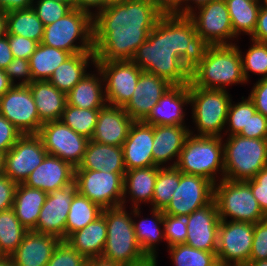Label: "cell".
<instances>
[{
	"label": "cell",
	"instance_id": "3957f363",
	"mask_svg": "<svg viewBox=\"0 0 267 266\" xmlns=\"http://www.w3.org/2000/svg\"><path fill=\"white\" fill-rule=\"evenodd\" d=\"M237 44L205 45L190 69V83L205 89L227 90L233 84H247Z\"/></svg>",
	"mask_w": 267,
	"mask_h": 266
},
{
	"label": "cell",
	"instance_id": "ee69618b",
	"mask_svg": "<svg viewBox=\"0 0 267 266\" xmlns=\"http://www.w3.org/2000/svg\"><path fill=\"white\" fill-rule=\"evenodd\" d=\"M234 103L231 100L229 105L225 136L238 134L242 128H246L249 118L257 112L254 103L249 97L245 99L242 97L241 102Z\"/></svg>",
	"mask_w": 267,
	"mask_h": 266
},
{
	"label": "cell",
	"instance_id": "d6a6232c",
	"mask_svg": "<svg viewBox=\"0 0 267 266\" xmlns=\"http://www.w3.org/2000/svg\"><path fill=\"white\" fill-rule=\"evenodd\" d=\"M96 65L94 52L72 54L59 65L48 80L58 90L67 94L86 74L87 68Z\"/></svg>",
	"mask_w": 267,
	"mask_h": 266
},
{
	"label": "cell",
	"instance_id": "9a60e30c",
	"mask_svg": "<svg viewBox=\"0 0 267 266\" xmlns=\"http://www.w3.org/2000/svg\"><path fill=\"white\" fill-rule=\"evenodd\" d=\"M214 200V184L201 176L180 171V183L163 214L187 217Z\"/></svg>",
	"mask_w": 267,
	"mask_h": 266
},
{
	"label": "cell",
	"instance_id": "8c879c8a",
	"mask_svg": "<svg viewBox=\"0 0 267 266\" xmlns=\"http://www.w3.org/2000/svg\"><path fill=\"white\" fill-rule=\"evenodd\" d=\"M212 266H233V265L226 264L217 260Z\"/></svg>",
	"mask_w": 267,
	"mask_h": 266
},
{
	"label": "cell",
	"instance_id": "a7ac6f4b",
	"mask_svg": "<svg viewBox=\"0 0 267 266\" xmlns=\"http://www.w3.org/2000/svg\"><path fill=\"white\" fill-rule=\"evenodd\" d=\"M0 266H16L9 256H1L0 257Z\"/></svg>",
	"mask_w": 267,
	"mask_h": 266
},
{
	"label": "cell",
	"instance_id": "836d02e7",
	"mask_svg": "<svg viewBox=\"0 0 267 266\" xmlns=\"http://www.w3.org/2000/svg\"><path fill=\"white\" fill-rule=\"evenodd\" d=\"M48 193L18 184L13 202V210L21 225L28 231H33L39 218L40 210L44 205Z\"/></svg>",
	"mask_w": 267,
	"mask_h": 266
},
{
	"label": "cell",
	"instance_id": "680465c9",
	"mask_svg": "<svg viewBox=\"0 0 267 266\" xmlns=\"http://www.w3.org/2000/svg\"><path fill=\"white\" fill-rule=\"evenodd\" d=\"M106 4L105 0H75L74 8L88 12L94 17Z\"/></svg>",
	"mask_w": 267,
	"mask_h": 266
},
{
	"label": "cell",
	"instance_id": "94428289",
	"mask_svg": "<svg viewBox=\"0 0 267 266\" xmlns=\"http://www.w3.org/2000/svg\"><path fill=\"white\" fill-rule=\"evenodd\" d=\"M35 0H0V5L5 12L31 8Z\"/></svg>",
	"mask_w": 267,
	"mask_h": 266
},
{
	"label": "cell",
	"instance_id": "ab89813d",
	"mask_svg": "<svg viewBox=\"0 0 267 266\" xmlns=\"http://www.w3.org/2000/svg\"><path fill=\"white\" fill-rule=\"evenodd\" d=\"M180 183V171L176 167H159L155 182L152 209L164 210L170 203Z\"/></svg>",
	"mask_w": 267,
	"mask_h": 266
},
{
	"label": "cell",
	"instance_id": "753ad0ef",
	"mask_svg": "<svg viewBox=\"0 0 267 266\" xmlns=\"http://www.w3.org/2000/svg\"><path fill=\"white\" fill-rule=\"evenodd\" d=\"M55 1L67 4H74L75 0H55Z\"/></svg>",
	"mask_w": 267,
	"mask_h": 266
},
{
	"label": "cell",
	"instance_id": "ba28073f",
	"mask_svg": "<svg viewBox=\"0 0 267 266\" xmlns=\"http://www.w3.org/2000/svg\"><path fill=\"white\" fill-rule=\"evenodd\" d=\"M226 139L223 141L224 179L247 181L267 166V139L245 138L238 134Z\"/></svg>",
	"mask_w": 267,
	"mask_h": 266
},
{
	"label": "cell",
	"instance_id": "4fadbf2b",
	"mask_svg": "<svg viewBox=\"0 0 267 266\" xmlns=\"http://www.w3.org/2000/svg\"><path fill=\"white\" fill-rule=\"evenodd\" d=\"M37 135L50 155L70 163L74 168L81 163L89 139L76 133L61 120L43 123Z\"/></svg>",
	"mask_w": 267,
	"mask_h": 266
},
{
	"label": "cell",
	"instance_id": "9f6ffc18",
	"mask_svg": "<svg viewBox=\"0 0 267 266\" xmlns=\"http://www.w3.org/2000/svg\"><path fill=\"white\" fill-rule=\"evenodd\" d=\"M17 186L6 175L0 176V212L13 207Z\"/></svg>",
	"mask_w": 267,
	"mask_h": 266
},
{
	"label": "cell",
	"instance_id": "5bb4252c",
	"mask_svg": "<svg viewBox=\"0 0 267 266\" xmlns=\"http://www.w3.org/2000/svg\"><path fill=\"white\" fill-rule=\"evenodd\" d=\"M103 76L107 104L124 107L132 98L142 70L132 61H96Z\"/></svg>",
	"mask_w": 267,
	"mask_h": 266
},
{
	"label": "cell",
	"instance_id": "7c38bea8",
	"mask_svg": "<svg viewBox=\"0 0 267 266\" xmlns=\"http://www.w3.org/2000/svg\"><path fill=\"white\" fill-rule=\"evenodd\" d=\"M253 238V223L220 220L217 260L233 266H247Z\"/></svg>",
	"mask_w": 267,
	"mask_h": 266
},
{
	"label": "cell",
	"instance_id": "8fae6325",
	"mask_svg": "<svg viewBox=\"0 0 267 266\" xmlns=\"http://www.w3.org/2000/svg\"><path fill=\"white\" fill-rule=\"evenodd\" d=\"M125 173L75 170L77 191L102 209L122 206Z\"/></svg>",
	"mask_w": 267,
	"mask_h": 266
},
{
	"label": "cell",
	"instance_id": "7dc6e473",
	"mask_svg": "<svg viewBox=\"0 0 267 266\" xmlns=\"http://www.w3.org/2000/svg\"><path fill=\"white\" fill-rule=\"evenodd\" d=\"M164 232L166 247L185 244L187 236L186 218L164 214Z\"/></svg>",
	"mask_w": 267,
	"mask_h": 266
},
{
	"label": "cell",
	"instance_id": "ffe728a7",
	"mask_svg": "<svg viewBox=\"0 0 267 266\" xmlns=\"http://www.w3.org/2000/svg\"><path fill=\"white\" fill-rule=\"evenodd\" d=\"M172 86L167 80L142 71L132 98L123 108L133 121H144L158 100Z\"/></svg>",
	"mask_w": 267,
	"mask_h": 266
},
{
	"label": "cell",
	"instance_id": "f35d334b",
	"mask_svg": "<svg viewBox=\"0 0 267 266\" xmlns=\"http://www.w3.org/2000/svg\"><path fill=\"white\" fill-rule=\"evenodd\" d=\"M28 232L20 223L13 208L0 212V257L11 256Z\"/></svg>",
	"mask_w": 267,
	"mask_h": 266
},
{
	"label": "cell",
	"instance_id": "9c48e42d",
	"mask_svg": "<svg viewBox=\"0 0 267 266\" xmlns=\"http://www.w3.org/2000/svg\"><path fill=\"white\" fill-rule=\"evenodd\" d=\"M214 200L220 220L229 218L230 221L256 224L267 218L245 181L222 179L216 182Z\"/></svg>",
	"mask_w": 267,
	"mask_h": 266
},
{
	"label": "cell",
	"instance_id": "60d3db41",
	"mask_svg": "<svg viewBox=\"0 0 267 266\" xmlns=\"http://www.w3.org/2000/svg\"><path fill=\"white\" fill-rule=\"evenodd\" d=\"M100 109H84L66 103L61 121L76 133L93 137Z\"/></svg>",
	"mask_w": 267,
	"mask_h": 266
},
{
	"label": "cell",
	"instance_id": "d590c367",
	"mask_svg": "<svg viewBox=\"0 0 267 266\" xmlns=\"http://www.w3.org/2000/svg\"><path fill=\"white\" fill-rule=\"evenodd\" d=\"M233 28V33L251 36L255 31L260 0H225ZM240 35V36H239Z\"/></svg>",
	"mask_w": 267,
	"mask_h": 266
},
{
	"label": "cell",
	"instance_id": "816d5d0a",
	"mask_svg": "<svg viewBox=\"0 0 267 266\" xmlns=\"http://www.w3.org/2000/svg\"><path fill=\"white\" fill-rule=\"evenodd\" d=\"M7 37L13 58L29 60L38 45V43L32 39L15 34H7Z\"/></svg>",
	"mask_w": 267,
	"mask_h": 266
},
{
	"label": "cell",
	"instance_id": "f546056e",
	"mask_svg": "<svg viewBox=\"0 0 267 266\" xmlns=\"http://www.w3.org/2000/svg\"><path fill=\"white\" fill-rule=\"evenodd\" d=\"M97 73L86 74L67 94V104L84 109H101L107 104L104 81L98 67Z\"/></svg>",
	"mask_w": 267,
	"mask_h": 266
},
{
	"label": "cell",
	"instance_id": "6125c7cd",
	"mask_svg": "<svg viewBox=\"0 0 267 266\" xmlns=\"http://www.w3.org/2000/svg\"><path fill=\"white\" fill-rule=\"evenodd\" d=\"M210 1L212 0H182V4L173 13L177 15H188L191 11H193V9Z\"/></svg>",
	"mask_w": 267,
	"mask_h": 266
},
{
	"label": "cell",
	"instance_id": "5b68a950",
	"mask_svg": "<svg viewBox=\"0 0 267 266\" xmlns=\"http://www.w3.org/2000/svg\"><path fill=\"white\" fill-rule=\"evenodd\" d=\"M223 140L224 138L220 136L190 134L175 167L182 173L204 177L213 184L219 182L224 179Z\"/></svg>",
	"mask_w": 267,
	"mask_h": 266
},
{
	"label": "cell",
	"instance_id": "003e7915",
	"mask_svg": "<svg viewBox=\"0 0 267 266\" xmlns=\"http://www.w3.org/2000/svg\"><path fill=\"white\" fill-rule=\"evenodd\" d=\"M7 35V12L0 11V37Z\"/></svg>",
	"mask_w": 267,
	"mask_h": 266
},
{
	"label": "cell",
	"instance_id": "52a82bcc",
	"mask_svg": "<svg viewBox=\"0 0 267 266\" xmlns=\"http://www.w3.org/2000/svg\"><path fill=\"white\" fill-rule=\"evenodd\" d=\"M41 43L71 55L94 52L93 17L88 12L73 8L61 19L45 26Z\"/></svg>",
	"mask_w": 267,
	"mask_h": 266
},
{
	"label": "cell",
	"instance_id": "ac0fdd59",
	"mask_svg": "<svg viewBox=\"0 0 267 266\" xmlns=\"http://www.w3.org/2000/svg\"><path fill=\"white\" fill-rule=\"evenodd\" d=\"M77 192L75 183L48 193L42 206L36 228L39 234H48L65 240V226L72 198Z\"/></svg>",
	"mask_w": 267,
	"mask_h": 266
},
{
	"label": "cell",
	"instance_id": "6f0895ef",
	"mask_svg": "<svg viewBox=\"0 0 267 266\" xmlns=\"http://www.w3.org/2000/svg\"><path fill=\"white\" fill-rule=\"evenodd\" d=\"M250 38L258 42L267 43V9L260 8L256 28Z\"/></svg>",
	"mask_w": 267,
	"mask_h": 266
},
{
	"label": "cell",
	"instance_id": "e7e4bbea",
	"mask_svg": "<svg viewBox=\"0 0 267 266\" xmlns=\"http://www.w3.org/2000/svg\"><path fill=\"white\" fill-rule=\"evenodd\" d=\"M12 86L13 84L5 74L4 70L0 69V97H2Z\"/></svg>",
	"mask_w": 267,
	"mask_h": 266
},
{
	"label": "cell",
	"instance_id": "4316f807",
	"mask_svg": "<svg viewBox=\"0 0 267 266\" xmlns=\"http://www.w3.org/2000/svg\"><path fill=\"white\" fill-rule=\"evenodd\" d=\"M140 209L141 208H133L132 215L133 218H140L139 221L136 218L132 219L137 242L140 245L142 251L151 261L158 262V249H156V247L158 248L160 241H166L163 211L151 208V219V217L141 218Z\"/></svg>",
	"mask_w": 267,
	"mask_h": 266
},
{
	"label": "cell",
	"instance_id": "d6986e66",
	"mask_svg": "<svg viewBox=\"0 0 267 266\" xmlns=\"http://www.w3.org/2000/svg\"><path fill=\"white\" fill-rule=\"evenodd\" d=\"M186 218L185 244L208 252H217L220 217L215 200L195 210Z\"/></svg>",
	"mask_w": 267,
	"mask_h": 266
},
{
	"label": "cell",
	"instance_id": "7a4b0ae2",
	"mask_svg": "<svg viewBox=\"0 0 267 266\" xmlns=\"http://www.w3.org/2000/svg\"><path fill=\"white\" fill-rule=\"evenodd\" d=\"M164 12L154 0H118L93 17L96 61H131Z\"/></svg>",
	"mask_w": 267,
	"mask_h": 266
},
{
	"label": "cell",
	"instance_id": "89a4df30",
	"mask_svg": "<svg viewBox=\"0 0 267 266\" xmlns=\"http://www.w3.org/2000/svg\"><path fill=\"white\" fill-rule=\"evenodd\" d=\"M247 266H267V259L258 261H249Z\"/></svg>",
	"mask_w": 267,
	"mask_h": 266
},
{
	"label": "cell",
	"instance_id": "f6af8a7d",
	"mask_svg": "<svg viewBox=\"0 0 267 266\" xmlns=\"http://www.w3.org/2000/svg\"><path fill=\"white\" fill-rule=\"evenodd\" d=\"M32 8L44 26H47L69 13L74 8V4L61 3L55 0H35Z\"/></svg>",
	"mask_w": 267,
	"mask_h": 266
},
{
	"label": "cell",
	"instance_id": "74e56055",
	"mask_svg": "<svg viewBox=\"0 0 267 266\" xmlns=\"http://www.w3.org/2000/svg\"><path fill=\"white\" fill-rule=\"evenodd\" d=\"M103 209L81 195L78 191L72 198L65 226V239L77 230L86 227L102 215Z\"/></svg>",
	"mask_w": 267,
	"mask_h": 266
},
{
	"label": "cell",
	"instance_id": "30bf717a",
	"mask_svg": "<svg viewBox=\"0 0 267 266\" xmlns=\"http://www.w3.org/2000/svg\"><path fill=\"white\" fill-rule=\"evenodd\" d=\"M194 23L200 42L205 45H233L238 40L225 0H212L187 15Z\"/></svg>",
	"mask_w": 267,
	"mask_h": 266
},
{
	"label": "cell",
	"instance_id": "6da1fadb",
	"mask_svg": "<svg viewBox=\"0 0 267 266\" xmlns=\"http://www.w3.org/2000/svg\"><path fill=\"white\" fill-rule=\"evenodd\" d=\"M203 47L194 23L187 15L164 13L131 61L142 71L172 85H188L190 69Z\"/></svg>",
	"mask_w": 267,
	"mask_h": 266
},
{
	"label": "cell",
	"instance_id": "7402d4cb",
	"mask_svg": "<svg viewBox=\"0 0 267 266\" xmlns=\"http://www.w3.org/2000/svg\"><path fill=\"white\" fill-rule=\"evenodd\" d=\"M74 178L75 168L70 163L57 156L47 154L24 184L50 193L73 184Z\"/></svg>",
	"mask_w": 267,
	"mask_h": 266
},
{
	"label": "cell",
	"instance_id": "484cf974",
	"mask_svg": "<svg viewBox=\"0 0 267 266\" xmlns=\"http://www.w3.org/2000/svg\"><path fill=\"white\" fill-rule=\"evenodd\" d=\"M60 241L52 235L28 231L10 257L16 266H46Z\"/></svg>",
	"mask_w": 267,
	"mask_h": 266
},
{
	"label": "cell",
	"instance_id": "1f68e13d",
	"mask_svg": "<svg viewBox=\"0 0 267 266\" xmlns=\"http://www.w3.org/2000/svg\"><path fill=\"white\" fill-rule=\"evenodd\" d=\"M42 123L61 119L67 103L66 94L49 81H33L28 85Z\"/></svg>",
	"mask_w": 267,
	"mask_h": 266
},
{
	"label": "cell",
	"instance_id": "34e18365",
	"mask_svg": "<svg viewBox=\"0 0 267 266\" xmlns=\"http://www.w3.org/2000/svg\"><path fill=\"white\" fill-rule=\"evenodd\" d=\"M261 7L267 9V0H260Z\"/></svg>",
	"mask_w": 267,
	"mask_h": 266
},
{
	"label": "cell",
	"instance_id": "8d00e7d4",
	"mask_svg": "<svg viewBox=\"0 0 267 266\" xmlns=\"http://www.w3.org/2000/svg\"><path fill=\"white\" fill-rule=\"evenodd\" d=\"M45 26L34 9L27 8L7 13V34H15L42 42Z\"/></svg>",
	"mask_w": 267,
	"mask_h": 266
},
{
	"label": "cell",
	"instance_id": "8992f818",
	"mask_svg": "<svg viewBox=\"0 0 267 266\" xmlns=\"http://www.w3.org/2000/svg\"><path fill=\"white\" fill-rule=\"evenodd\" d=\"M190 95L191 118L197 134L190 128V134L195 136L225 137L228 109L232 100L227 90L205 89L188 84Z\"/></svg>",
	"mask_w": 267,
	"mask_h": 266
},
{
	"label": "cell",
	"instance_id": "d4e9b609",
	"mask_svg": "<svg viewBox=\"0 0 267 266\" xmlns=\"http://www.w3.org/2000/svg\"><path fill=\"white\" fill-rule=\"evenodd\" d=\"M189 127L187 125L154 126L152 154L157 166L175 167L184 143L190 135Z\"/></svg>",
	"mask_w": 267,
	"mask_h": 266
},
{
	"label": "cell",
	"instance_id": "03108f58",
	"mask_svg": "<svg viewBox=\"0 0 267 266\" xmlns=\"http://www.w3.org/2000/svg\"><path fill=\"white\" fill-rule=\"evenodd\" d=\"M86 266H120L110 260H106L102 257L87 259Z\"/></svg>",
	"mask_w": 267,
	"mask_h": 266
},
{
	"label": "cell",
	"instance_id": "11a10c76",
	"mask_svg": "<svg viewBox=\"0 0 267 266\" xmlns=\"http://www.w3.org/2000/svg\"><path fill=\"white\" fill-rule=\"evenodd\" d=\"M249 98L254 103L257 112L267 118V78H260L252 87Z\"/></svg>",
	"mask_w": 267,
	"mask_h": 266
},
{
	"label": "cell",
	"instance_id": "11e5206c",
	"mask_svg": "<svg viewBox=\"0 0 267 266\" xmlns=\"http://www.w3.org/2000/svg\"><path fill=\"white\" fill-rule=\"evenodd\" d=\"M106 2H111V1H118V0H105Z\"/></svg>",
	"mask_w": 267,
	"mask_h": 266
},
{
	"label": "cell",
	"instance_id": "4dcf8cb0",
	"mask_svg": "<svg viewBox=\"0 0 267 266\" xmlns=\"http://www.w3.org/2000/svg\"><path fill=\"white\" fill-rule=\"evenodd\" d=\"M107 225L103 215L86 227L71 233L65 241L86 259L101 257L106 243Z\"/></svg>",
	"mask_w": 267,
	"mask_h": 266
},
{
	"label": "cell",
	"instance_id": "91938a15",
	"mask_svg": "<svg viewBox=\"0 0 267 266\" xmlns=\"http://www.w3.org/2000/svg\"><path fill=\"white\" fill-rule=\"evenodd\" d=\"M13 60L7 35L0 37V69L4 70Z\"/></svg>",
	"mask_w": 267,
	"mask_h": 266
},
{
	"label": "cell",
	"instance_id": "277c9868",
	"mask_svg": "<svg viewBox=\"0 0 267 266\" xmlns=\"http://www.w3.org/2000/svg\"><path fill=\"white\" fill-rule=\"evenodd\" d=\"M126 207L103 209L102 215L106 219L107 237L101 255L120 266H145L151 260L142 251L137 242L133 228V208L126 211Z\"/></svg>",
	"mask_w": 267,
	"mask_h": 266
},
{
	"label": "cell",
	"instance_id": "e0dca14e",
	"mask_svg": "<svg viewBox=\"0 0 267 266\" xmlns=\"http://www.w3.org/2000/svg\"><path fill=\"white\" fill-rule=\"evenodd\" d=\"M47 154L37 134L22 135L5 154L4 175L13 182L22 184Z\"/></svg>",
	"mask_w": 267,
	"mask_h": 266
},
{
	"label": "cell",
	"instance_id": "db71d44e",
	"mask_svg": "<svg viewBox=\"0 0 267 266\" xmlns=\"http://www.w3.org/2000/svg\"><path fill=\"white\" fill-rule=\"evenodd\" d=\"M21 136V132L0 114V152L6 154Z\"/></svg>",
	"mask_w": 267,
	"mask_h": 266
},
{
	"label": "cell",
	"instance_id": "be15d7a7",
	"mask_svg": "<svg viewBox=\"0 0 267 266\" xmlns=\"http://www.w3.org/2000/svg\"><path fill=\"white\" fill-rule=\"evenodd\" d=\"M164 13H173L181 4L182 0H154Z\"/></svg>",
	"mask_w": 267,
	"mask_h": 266
},
{
	"label": "cell",
	"instance_id": "f1b7e54d",
	"mask_svg": "<svg viewBox=\"0 0 267 266\" xmlns=\"http://www.w3.org/2000/svg\"><path fill=\"white\" fill-rule=\"evenodd\" d=\"M75 170L125 173L123 148L89 140L81 163Z\"/></svg>",
	"mask_w": 267,
	"mask_h": 266
},
{
	"label": "cell",
	"instance_id": "f907efd6",
	"mask_svg": "<svg viewBox=\"0 0 267 266\" xmlns=\"http://www.w3.org/2000/svg\"><path fill=\"white\" fill-rule=\"evenodd\" d=\"M245 182L250 186L262 212L267 216V166L261 169L253 179Z\"/></svg>",
	"mask_w": 267,
	"mask_h": 266
},
{
	"label": "cell",
	"instance_id": "f5cc1de1",
	"mask_svg": "<svg viewBox=\"0 0 267 266\" xmlns=\"http://www.w3.org/2000/svg\"><path fill=\"white\" fill-rule=\"evenodd\" d=\"M238 135L245 138L267 139V118L256 112L249 118L246 128H242Z\"/></svg>",
	"mask_w": 267,
	"mask_h": 266
},
{
	"label": "cell",
	"instance_id": "c3c4849f",
	"mask_svg": "<svg viewBox=\"0 0 267 266\" xmlns=\"http://www.w3.org/2000/svg\"><path fill=\"white\" fill-rule=\"evenodd\" d=\"M4 72L13 85L28 86L33 82L28 59L13 58Z\"/></svg>",
	"mask_w": 267,
	"mask_h": 266
},
{
	"label": "cell",
	"instance_id": "603a6c76",
	"mask_svg": "<svg viewBox=\"0 0 267 266\" xmlns=\"http://www.w3.org/2000/svg\"><path fill=\"white\" fill-rule=\"evenodd\" d=\"M133 120L123 107L106 104L99 110L96 128L91 140L122 147Z\"/></svg>",
	"mask_w": 267,
	"mask_h": 266
},
{
	"label": "cell",
	"instance_id": "2e32d148",
	"mask_svg": "<svg viewBox=\"0 0 267 266\" xmlns=\"http://www.w3.org/2000/svg\"><path fill=\"white\" fill-rule=\"evenodd\" d=\"M0 114L22 135L37 134L43 124L29 86L13 85L0 97Z\"/></svg>",
	"mask_w": 267,
	"mask_h": 266
},
{
	"label": "cell",
	"instance_id": "681fc988",
	"mask_svg": "<svg viewBox=\"0 0 267 266\" xmlns=\"http://www.w3.org/2000/svg\"><path fill=\"white\" fill-rule=\"evenodd\" d=\"M267 259V218L254 224L250 261Z\"/></svg>",
	"mask_w": 267,
	"mask_h": 266
},
{
	"label": "cell",
	"instance_id": "cb8c5ba5",
	"mask_svg": "<svg viewBox=\"0 0 267 266\" xmlns=\"http://www.w3.org/2000/svg\"><path fill=\"white\" fill-rule=\"evenodd\" d=\"M186 105H190L188 85H173L158 100L144 122L152 126L185 125Z\"/></svg>",
	"mask_w": 267,
	"mask_h": 266
},
{
	"label": "cell",
	"instance_id": "44dd1931",
	"mask_svg": "<svg viewBox=\"0 0 267 266\" xmlns=\"http://www.w3.org/2000/svg\"><path fill=\"white\" fill-rule=\"evenodd\" d=\"M154 126L134 121L122 145L126 170L155 166L152 154Z\"/></svg>",
	"mask_w": 267,
	"mask_h": 266
},
{
	"label": "cell",
	"instance_id": "83f0119b",
	"mask_svg": "<svg viewBox=\"0 0 267 266\" xmlns=\"http://www.w3.org/2000/svg\"><path fill=\"white\" fill-rule=\"evenodd\" d=\"M158 169L155 165L125 172L122 206L125 207L128 200L132 202L131 208H140L142 203L151 205Z\"/></svg>",
	"mask_w": 267,
	"mask_h": 266
},
{
	"label": "cell",
	"instance_id": "2644e50d",
	"mask_svg": "<svg viewBox=\"0 0 267 266\" xmlns=\"http://www.w3.org/2000/svg\"><path fill=\"white\" fill-rule=\"evenodd\" d=\"M5 154L0 152V176L4 175Z\"/></svg>",
	"mask_w": 267,
	"mask_h": 266
},
{
	"label": "cell",
	"instance_id": "e575fe53",
	"mask_svg": "<svg viewBox=\"0 0 267 266\" xmlns=\"http://www.w3.org/2000/svg\"><path fill=\"white\" fill-rule=\"evenodd\" d=\"M70 56L69 52L39 43L29 58L33 81H48L55 69Z\"/></svg>",
	"mask_w": 267,
	"mask_h": 266
},
{
	"label": "cell",
	"instance_id": "bcb514c9",
	"mask_svg": "<svg viewBox=\"0 0 267 266\" xmlns=\"http://www.w3.org/2000/svg\"><path fill=\"white\" fill-rule=\"evenodd\" d=\"M87 259L61 240L46 266H86Z\"/></svg>",
	"mask_w": 267,
	"mask_h": 266
},
{
	"label": "cell",
	"instance_id": "b9f144b4",
	"mask_svg": "<svg viewBox=\"0 0 267 266\" xmlns=\"http://www.w3.org/2000/svg\"><path fill=\"white\" fill-rule=\"evenodd\" d=\"M174 266H212L217 261L216 252L196 249L186 244L167 248Z\"/></svg>",
	"mask_w": 267,
	"mask_h": 266
},
{
	"label": "cell",
	"instance_id": "7bdbcfd3",
	"mask_svg": "<svg viewBox=\"0 0 267 266\" xmlns=\"http://www.w3.org/2000/svg\"><path fill=\"white\" fill-rule=\"evenodd\" d=\"M252 45L245 54L239 49L242 60V71L245 81L248 83L251 73L255 75H262V79L267 78V43L258 42L251 39ZM243 53V54H242Z\"/></svg>",
	"mask_w": 267,
	"mask_h": 266
}]
</instances>
